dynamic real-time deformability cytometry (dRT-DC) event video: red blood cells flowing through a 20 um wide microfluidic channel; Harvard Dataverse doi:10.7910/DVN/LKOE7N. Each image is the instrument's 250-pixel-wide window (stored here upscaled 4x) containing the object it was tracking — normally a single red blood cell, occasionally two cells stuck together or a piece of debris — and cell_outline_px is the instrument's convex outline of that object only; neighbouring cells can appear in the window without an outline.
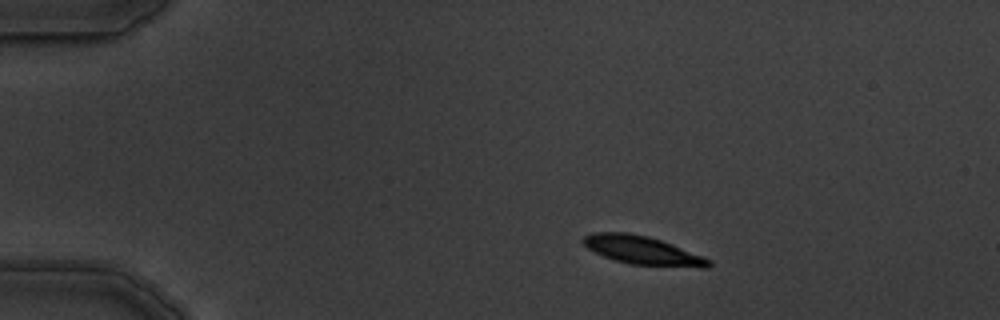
{"species": "common noctule bat (a hibernating species)", "species_latin": "Nyctalus noctula", "temperature_condition": "warm", "stored_images_in_passage": 3, "camera_frame_rate_fps": 3000, "um_per_image_px": 0.085, "animal": {"sex": "male", "body_mass_g": 19.5, "forearm_length_mm": 54.6}, "frame": {"image": 1, "passage_image": 1, "time_ms": 0.0, "image_size_px": [1000, 320], "cell_outline_px": [[712, 264], [708, 268], [700, 268], [632, 264], [616, 260], [604, 256], [588, 248], [580, 240], [584, 236], [592, 232], [628, 232], [648, 236], [672, 244], [704, 256], [712, 260]], "centroid_in_image_um": [54.65, 21.28], "position_along_channel_um": 30.3, "area_um2": 20.87}}